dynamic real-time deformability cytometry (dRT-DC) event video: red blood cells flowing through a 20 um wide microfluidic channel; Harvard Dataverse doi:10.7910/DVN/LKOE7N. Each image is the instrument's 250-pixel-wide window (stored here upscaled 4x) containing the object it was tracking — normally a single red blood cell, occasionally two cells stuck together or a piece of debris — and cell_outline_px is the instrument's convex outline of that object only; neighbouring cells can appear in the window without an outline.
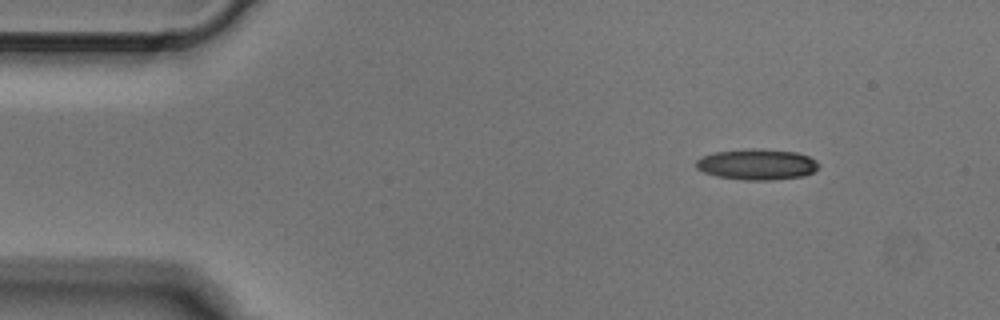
{"species": "Egyptian fruit bat (a non-hibernating species)", "species_latin": "Rousettus aegyptiacus", "temperature_condition": "cold", "stored_images_in_passage": 3, "camera_frame_rate_fps": 3000, "um_per_image_px": 0.085, "animal": {"sex": "male"}, "frame": {"image": 1, "passage_image": 1, "time_ms": 0.0, "image_size_px": [1000, 320], "cell_outline_px": [[820, 168], [804, 176], [772, 180], [744, 180], [716, 176], [704, 172], [696, 168], [696, 160], [700, 156], [716, 152], [748, 148], [764, 148], [796, 152], [808, 156], [816, 160], [820, 164]], "centroid_in_image_um": [64.36, 13.96], "position_along_channel_um": 20.6, "area_um2": 22.37}}